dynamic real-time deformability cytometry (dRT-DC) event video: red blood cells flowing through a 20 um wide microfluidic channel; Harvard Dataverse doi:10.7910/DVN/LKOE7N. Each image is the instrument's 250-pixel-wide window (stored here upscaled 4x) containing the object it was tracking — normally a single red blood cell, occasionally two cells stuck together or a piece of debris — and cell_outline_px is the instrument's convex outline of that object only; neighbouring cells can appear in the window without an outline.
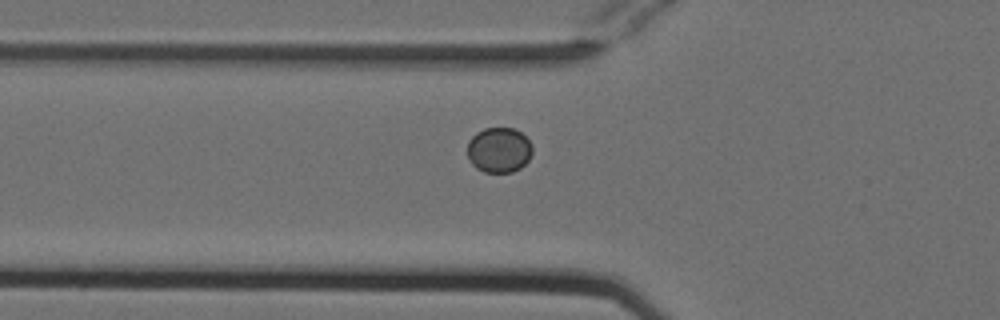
{"species": "Egyptian fruit bat (a non-hibernating species)", "species_latin": "Rousettus aegyptiacus", "temperature_condition": "cold", "stored_images_in_passage": 40, "camera_frame_rate_fps": 3000, "um_per_image_px": 0.085, "animal": {"sex": "female"}, "frame": {"image": 1, "passage_image": 7, "time_ms": 2.0, "image_size_px": [1000, 320], "cell_outline_px": [[532, 152], [528, 160], [520, 168], [512, 172], [484, 172], [476, 168], [472, 164], [468, 156], [468, 140], [476, 132], [484, 128], [516, 128], [532, 144]], "centroid_in_image_um": [42.41, 12.74], "position_along_channel_um": 83.4, "area_um2": 17.17}}
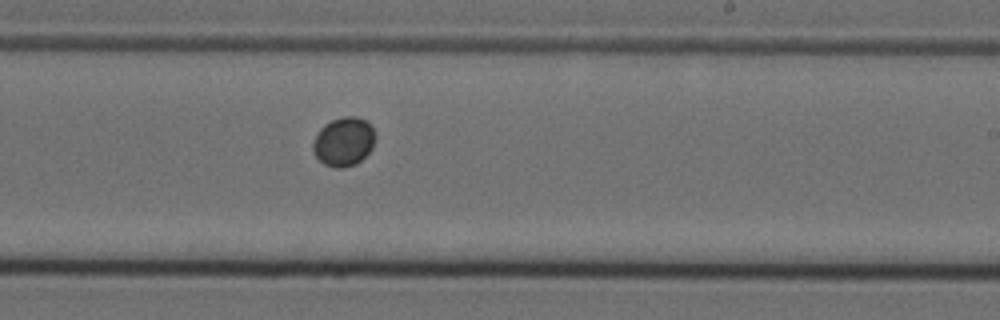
{"frame": {"image": 2, "passage_image": 21, "time_ms": 6.667, "image_size_px": [1000, 320], "cell_outline_px": [[376, 136], [372, 148], [356, 164], [344, 168], [336, 168], [324, 164], [312, 152], [312, 140], [316, 132], [324, 124], [332, 120], [344, 116], [356, 116], [364, 120], [372, 128]], "centroid_in_image_um": [29.17, 12.04], "position_along_channel_um": 259.8, "area_um2": 17.86}}
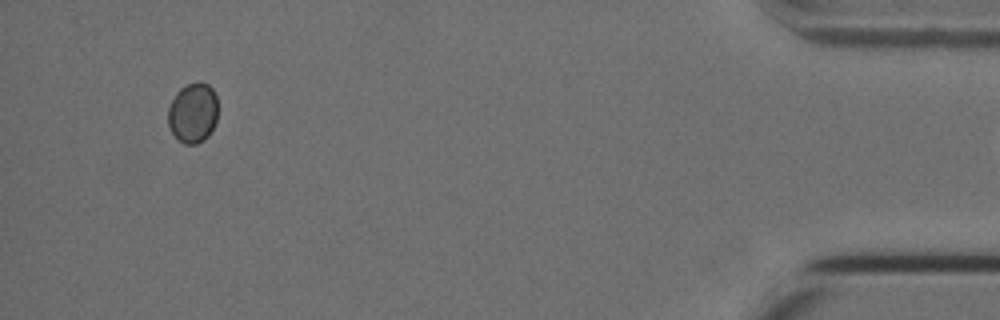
{"frame": {"image": 3, "passage_image": 39, "time_ms": 12.667, "image_size_px": [1000, 320], "cell_outline_px": [[216, 120], [208, 136], [204, 140], [196, 144], [184, 144], [172, 132], [168, 124], [168, 108], [176, 92], [180, 88], [188, 84], [208, 84], [212, 88], [216, 96]], "centroid_in_image_um": [16.38, 9.61], "position_along_channel_um": 418.8, "area_um2": 17.11}}